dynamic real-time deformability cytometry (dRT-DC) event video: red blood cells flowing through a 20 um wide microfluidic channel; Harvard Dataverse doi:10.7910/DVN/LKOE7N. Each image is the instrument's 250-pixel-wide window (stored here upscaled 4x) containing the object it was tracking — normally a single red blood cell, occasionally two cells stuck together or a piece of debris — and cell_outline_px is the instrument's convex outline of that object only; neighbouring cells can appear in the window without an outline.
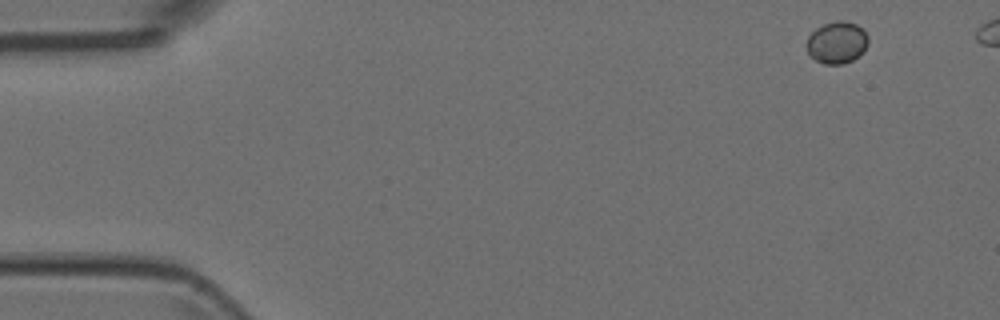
{"species": "Egyptian fruit bat (a non-hibernating species)", "species_latin": "Rousettus aegyptiacus", "temperature_condition": "room temperature", "stored_images_in_passage": 5, "camera_frame_rate_fps": 3000, "um_per_image_px": 0.085, "animal": {"sex": "female"}, "frame": {"image": 1, "passage_image": 1, "time_ms": 0.0, "image_size_px": [1000, 320], "cell_outline_px": [[868, 44], [864, 52], [852, 60], [844, 64], [824, 64], [816, 60], [808, 52], [804, 44], [808, 36], [816, 28], [824, 24], [836, 20], [844, 20], [856, 24], [868, 36]], "centroid_in_image_um": [71.12, 3.61], "position_along_channel_um": 13.9, "area_um2": 15.2}}